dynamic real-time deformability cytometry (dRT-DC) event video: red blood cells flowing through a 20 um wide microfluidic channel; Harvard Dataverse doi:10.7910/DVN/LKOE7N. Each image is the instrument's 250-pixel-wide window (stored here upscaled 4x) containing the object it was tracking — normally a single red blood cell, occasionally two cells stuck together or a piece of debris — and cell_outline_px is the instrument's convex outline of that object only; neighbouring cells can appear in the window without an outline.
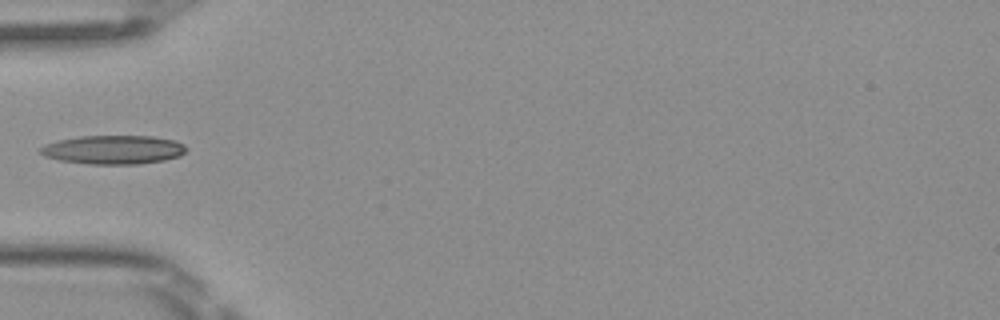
{"species": "Egyptian fruit bat (a non-hibernating species)", "species_latin": "Rousettus aegyptiacus", "temperature_condition": "room temperature", "stored_images_in_passage": 7, "camera_frame_rate_fps": 3000, "um_per_image_px": 0.085, "frame": {"image": 1, "passage_image": 5, "time_ms": 1.333, "image_size_px": [1000, 320], "cell_outline_px": [[188, 148], [180, 156], [164, 160], [140, 164], [88, 164], [60, 160], [44, 156], [40, 152], [40, 148], [44, 144], [56, 140], [80, 136], [152, 136], [176, 140], [184, 144]], "centroid_in_image_um": [9.65, 12.72], "position_along_channel_um": 75.4, "area_um2": 24.68}}
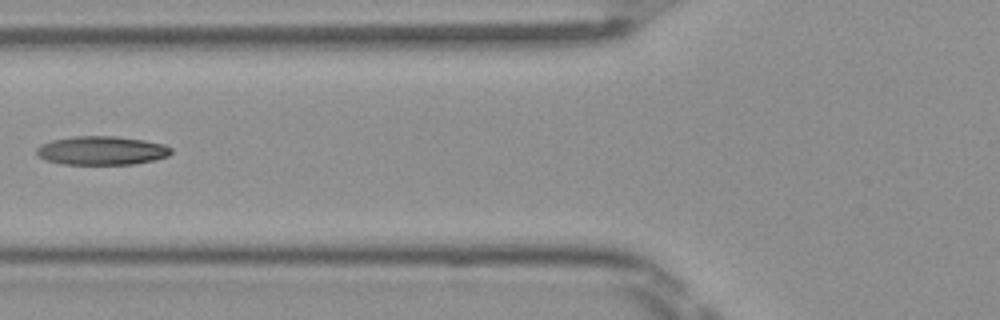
{"frame": {"image": 2, "passage_image": 6, "time_ms": 1.667, "image_size_px": [1000, 320], "cell_outline_px": [[172, 152], [168, 156], [152, 160], [132, 164], [60, 164], [48, 160], [40, 156], [36, 152], [36, 148], [40, 144], [52, 140], [72, 136], [116, 136], [144, 140], [164, 144], [172, 148]], "centroid_in_image_um": [8.64, 12.79], "position_along_channel_um": 117.2, "area_um2": 22.48}}
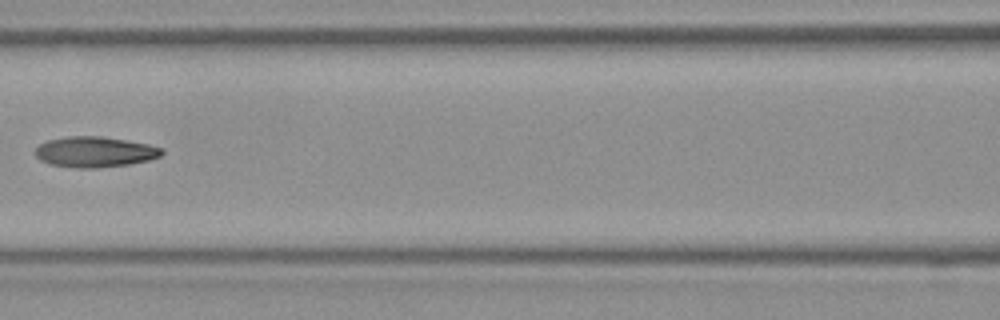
{"frame": {"image": 3, "passage_image": 7, "time_ms": 2.0, "image_size_px": [1000, 320], "cell_outline_px": [[164, 152], [160, 156], [148, 160], [128, 164], [96, 168], [76, 168], [48, 164], [40, 160], [32, 152], [40, 144], [48, 140], [68, 136], [100, 136], [148, 144], [164, 148]], "centroid_in_image_um": [8.03, 12.91], "position_along_channel_um": 158.6, "area_um2": 22.6}}